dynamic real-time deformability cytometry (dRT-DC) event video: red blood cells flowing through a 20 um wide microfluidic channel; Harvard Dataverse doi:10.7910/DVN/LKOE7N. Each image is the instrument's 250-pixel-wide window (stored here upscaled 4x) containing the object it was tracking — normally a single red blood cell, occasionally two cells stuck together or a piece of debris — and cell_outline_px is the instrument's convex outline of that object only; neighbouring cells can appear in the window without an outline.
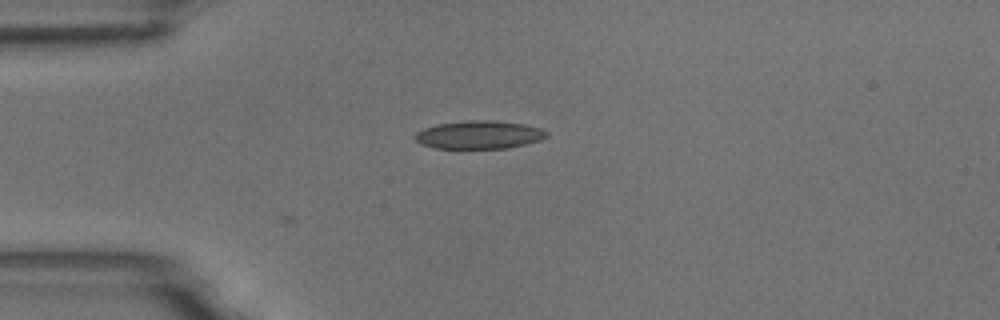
{"species": "common noctule bat (a hibernating species)", "species_latin": "Nyctalus noctula", "temperature_condition": "room temperature", "stored_images_in_passage": 3, "camera_frame_rate_fps": 3000, "um_per_image_px": 0.085, "animal": {"sex": "male", "body_mass_g": 18.8}, "frame": {"image": 1, "passage_image": 1, "time_ms": 0.0, "image_size_px": [1000, 320], "cell_outline_px": [[548, 136], [540, 140], [508, 148], [436, 148], [420, 144], [412, 136], [416, 132], [424, 128], [436, 124], [464, 120], [496, 120], [524, 124], [540, 128], [548, 132]], "centroid_in_image_um": [40.7, 11.44], "position_along_channel_um": 44.3, "area_um2": 21.73}}